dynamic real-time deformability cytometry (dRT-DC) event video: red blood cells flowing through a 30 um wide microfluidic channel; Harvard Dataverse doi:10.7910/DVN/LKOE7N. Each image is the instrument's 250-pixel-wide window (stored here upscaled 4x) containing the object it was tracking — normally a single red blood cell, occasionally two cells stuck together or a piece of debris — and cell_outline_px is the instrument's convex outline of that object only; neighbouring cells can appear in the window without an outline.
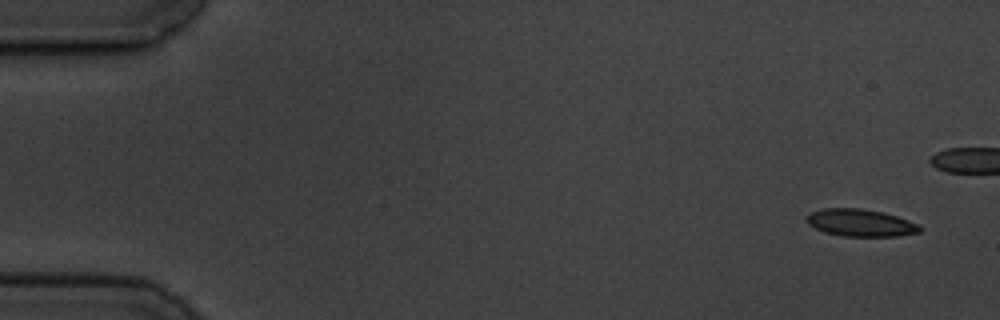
{"species": "common noctule bat (a hibernating species)", "species_latin": "Nyctalus noctula", "temperature_condition": "cold", "stored_images_in_passage": 6, "camera_frame_rate_fps": 3000, "um_per_image_px": 0.085, "animal": {"sex": "male", "body_mass_g": 19.5, "forearm_length_mm": 54.6}, "frame": {"image": 1, "passage_image": 1, "time_ms": 0.0, "image_size_px": [1000, 320], "cell_outline_px": [[924, 228], [920, 232], [900, 236], [844, 236], [824, 232], [808, 224], [808, 216], [812, 212], [824, 208], [860, 208], [884, 212], [920, 224]], "centroid_in_image_um": [73.22, 18.94], "position_along_channel_um": 11.8, "area_um2": 17.98}}